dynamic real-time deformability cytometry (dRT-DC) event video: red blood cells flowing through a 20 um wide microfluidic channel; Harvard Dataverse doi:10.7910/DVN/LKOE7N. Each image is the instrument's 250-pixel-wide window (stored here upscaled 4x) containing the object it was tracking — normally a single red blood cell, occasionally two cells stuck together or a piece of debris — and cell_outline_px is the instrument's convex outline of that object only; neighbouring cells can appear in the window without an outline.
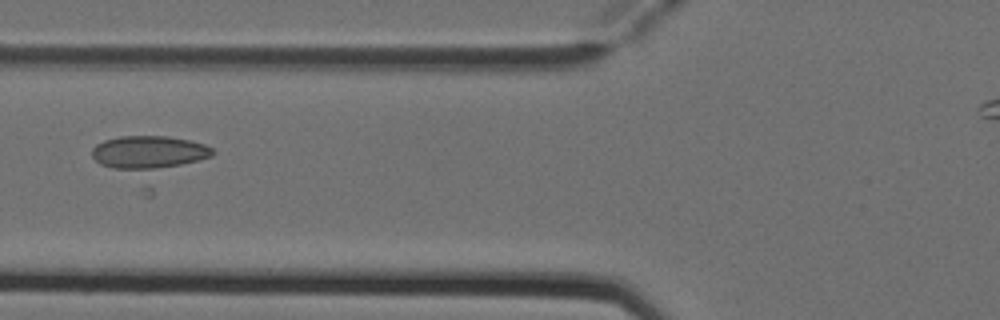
{"species": "Egyptian fruit bat (a non-hibernating species)", "species_latin": "Rousettus aegyptiacus", "temperature_condition": "cold", "stored_images_in_passage": 4, "camera_frame_rate_fps": 3000, "um_per_image_px": 0.085, "animal": {"sex": "female"}, "frame": {"image": 1, "passage_image": 3, "time_ms": 0.667, "image_size_px": [1000, 320], "cell_outline_px": [[216, 152], [212, 156], [148, 172], [140, 172], [112, 168], [100, 164], [92, 156], [92, 148], [96, 144], [104, 140], [120, 136], [168, 136], [188, 140], [204, 144], [212, 148]], "centroid_in_image_um": [12.61, 12.97], "position_along_channel_um": 113.2, "area_um2": 23.58}}